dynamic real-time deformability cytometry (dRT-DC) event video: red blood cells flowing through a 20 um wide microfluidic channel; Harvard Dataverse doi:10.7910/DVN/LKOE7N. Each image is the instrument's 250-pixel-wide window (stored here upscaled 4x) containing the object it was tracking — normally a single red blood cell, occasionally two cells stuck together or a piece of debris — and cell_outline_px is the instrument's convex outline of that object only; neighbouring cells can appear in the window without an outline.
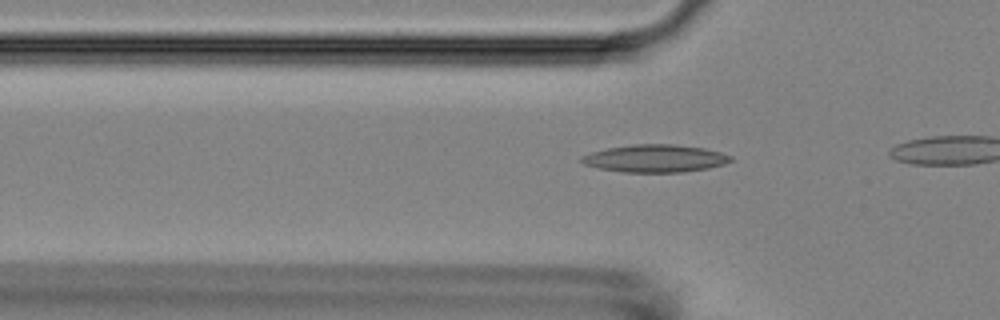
{"species": "Egyptian fruit bat (a non-hibernating species)", "species_latin": "Rousettus aegyptiacus", "temperature_condition": "room temperature", "stored_images_in_passage": 35, "camera_frame_rate_fps": 3000, "um_per_image_px": 0.085, "animal": {"sex": "female"}, "frame": {"image": 1, "passage_image": 10, "time_ms": 3.0, "image_size_px": [1000, 320], "cell_outline_px": [[732, 160], [724, 164], [708, 168], [684, 172], [624, 172], [600, 168], [584, 164], [580, 160], [580, 156], [592, 152], [608, 148], [632, 144], [676, 144], [704, 148], [720, 152], [732, 156]], "centroid_in_image_um": [55.7, 13.46], "position_along_channel_um": 70.1, "area_um2": 23.93}}
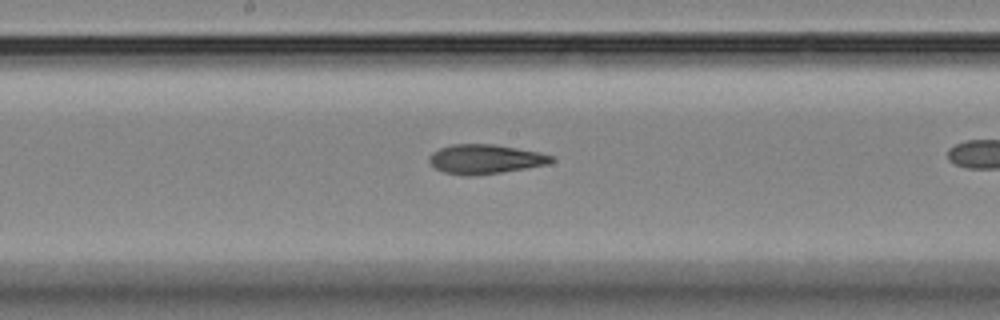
{"frame": {"image": 2, "passage_image": 21, "time_ms": 6.667, "image_size_px": [1000, 320], "cell_outline_px": [[556, 160], [548, 164], [500, 172], [472, 176], [464, 176], [444, 172], [436, 168], [428, 160], [428, 156], [432, 152], [440, 148], [452, 144], [492, 144], [540, 152], [556, 156]], "centroid_in_image_um": [41.25, 13.52], "position_along_channel_um": 206.9, "area_um2": 20.92}}
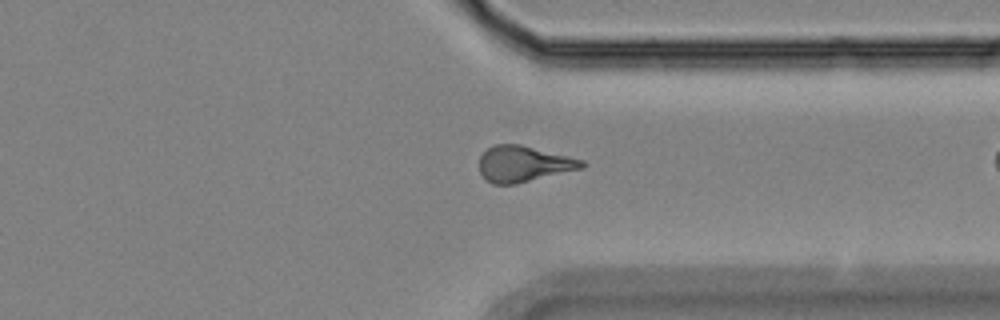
{"frame": {"image": 3, "passage_image": 34, "time_ms": 11.0, "image_size_px": [1000, 320], "cell_outline_px": [[588, 164], [584, 168], [516, 184], [492, 184], [480, 172], [480, 156], [492, 144], [520, 144], [584, 160]], "centroid_in_image_um": [44.54, 13.93], "position_along_channel_um": 366.9, "area_um2": 21.5}}